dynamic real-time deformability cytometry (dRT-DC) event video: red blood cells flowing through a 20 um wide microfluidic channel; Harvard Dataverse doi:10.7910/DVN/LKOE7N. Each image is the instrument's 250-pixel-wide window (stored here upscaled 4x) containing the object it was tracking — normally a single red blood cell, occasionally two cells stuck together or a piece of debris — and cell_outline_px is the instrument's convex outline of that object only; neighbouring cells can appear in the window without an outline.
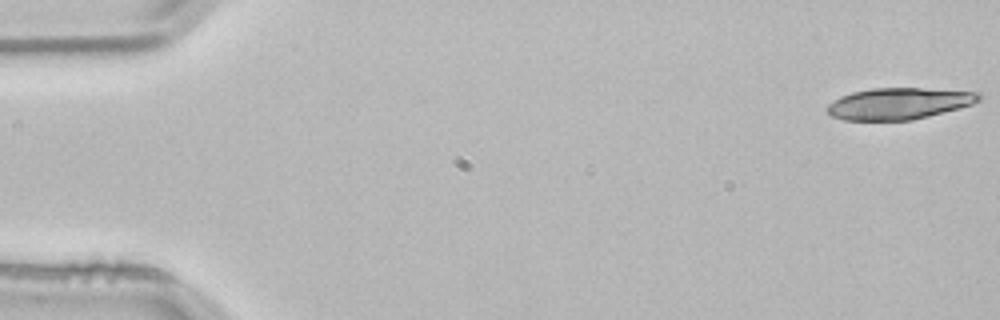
{"species": "common noctule bat (a hibernating species)", "species_latin": "Nyctalus noctula", "temperature_condition": "room temperature", "stored_images_in_passage": 4, "camera_frame_rate_fps": 3000, "um_per_image_px": 0.085, "animal": {"sex": "male", "body_mass_g": 21.5, "forearm_length_mm": 52.0}, "frame": {"image": 1, "passage_image": 1, "time_ms": 0.0, "image_size_px": [1000, 320], "cell_outline_px": [[984, 96], [980, 100], [972, 104], [960, 108], [912, 120], [844, 120], [832, 116], [828, 112], [828, 104], [840, 96], [852, 92], [872, 88], [920, 88], [980, 92]], "centroid_in_image_um": [76.44, 8.79], "position_along_channel_um": 8.6, "area_um2": 27.86}}